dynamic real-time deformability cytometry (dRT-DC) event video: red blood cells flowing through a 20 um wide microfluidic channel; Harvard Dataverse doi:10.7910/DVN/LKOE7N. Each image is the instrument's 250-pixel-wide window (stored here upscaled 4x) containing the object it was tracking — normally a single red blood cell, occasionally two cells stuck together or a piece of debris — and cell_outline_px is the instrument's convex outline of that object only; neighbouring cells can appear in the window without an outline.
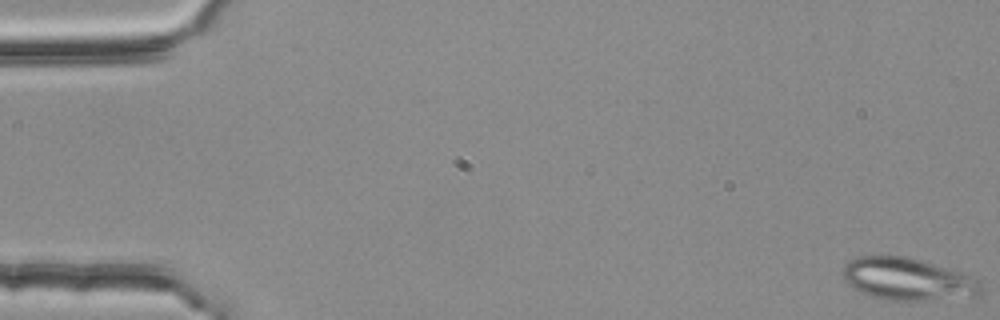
{"species": "common noctule bat (a hibernating species)", "species_latin": "Nyctalus noctula", "temperature_condition": "room temperature", "stored_images_in_passage": 53, "segment_of_instrument_passage": [1, 2], "camera_frame_rate_fps": 3000, "um_per_image_px": 0.085, "animal": {"sex": "female", "body_mass_g": 25.1}, "frame": {"image": 1, "passage_image": 1, "time_ms": 0.0, "image_size_px": [1000, 320], "cell_outline_px": [[980, 296], [924, 300], [896, 300], [872, 296], [848, 284], [844, 280], [840, 272], [844, 264], [848, 260], [856, 256], [904, 256], [920, 260], [960, 272], [980, 280]], "centroid_in_image_um": [77.12, 23.71], "position_along_channel_um": 7.9, "area_um2": 33.76}}